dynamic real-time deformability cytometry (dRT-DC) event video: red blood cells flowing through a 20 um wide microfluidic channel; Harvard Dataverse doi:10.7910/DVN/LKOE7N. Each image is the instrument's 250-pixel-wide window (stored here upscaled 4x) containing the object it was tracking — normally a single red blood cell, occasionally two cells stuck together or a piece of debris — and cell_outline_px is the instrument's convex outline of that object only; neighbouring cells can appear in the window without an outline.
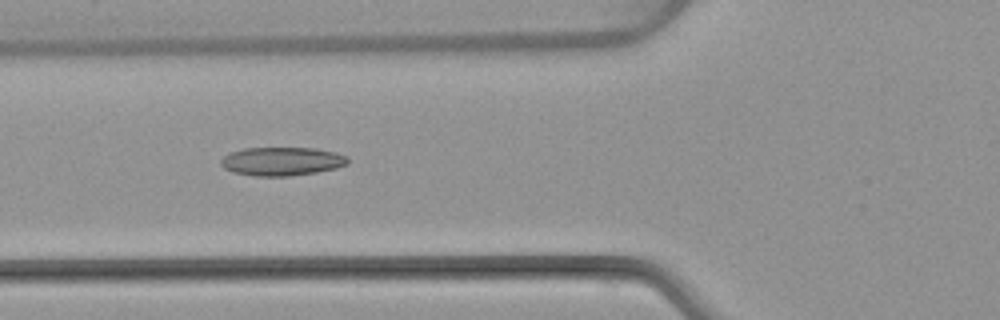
{"species": "common noctule bat (a hibernating species)", "species_latin": "Nyctalus noctula", "temperature_condition": "warm", "stored_images_in_passage": 5, "camera_frame_rate_fps": 3000, "um_per_image_px": 0.085, "animal": {"sex": "female", "body_mass_g": 22.7, "forearm_length_mm": 54.2}, "frame": {"image": 1, "passage_image": 5, "time_ms": 5.333, "image_size_px": [1000, 320], "cell_outline_px": [[348, 164], [336, 168], [316, 172], [288, 176], [256, 176], [232, 172], [224, 168], [220, 164], [220, 160], [224, 156], [232, 152], [244, 148], [316, 148], [336, 152], [348, 156]], "centroid_in_image_um": [23.97, 13.71], "position_along_channel_um": 101.8, "area_um2": 21.15}}